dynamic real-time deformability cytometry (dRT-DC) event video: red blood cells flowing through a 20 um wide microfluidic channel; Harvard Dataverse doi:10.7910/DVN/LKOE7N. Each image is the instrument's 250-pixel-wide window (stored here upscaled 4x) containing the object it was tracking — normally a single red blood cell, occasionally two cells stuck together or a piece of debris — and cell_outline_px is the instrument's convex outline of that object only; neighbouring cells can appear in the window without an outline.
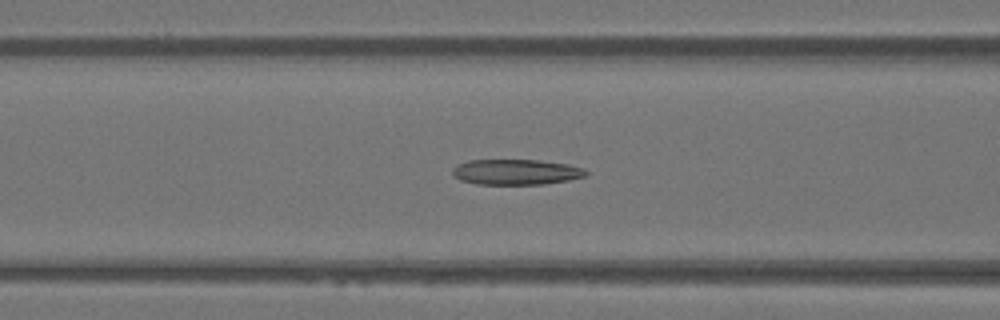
{"species": "Egyptian fruit bat (a non-hibernating species)", "species_latin": "Rousettus aegyptiacus", "temperature_condition": "warm", "stored_images_in_passage": 45, "camera_frame_rate_fps": 3000, "um_per_image_px": 0.085, "animal": {"sex": "female"}, "frame": {"image": 1, "passage_image": 16, "time_ms": 5.0, "image_size_px": [1000, 320], "cell_outline_px": [[588, 176], [568, 180], [544, 184], [476, 184], [460, 180], [452, 176], [452, 168], [456, 164], [468, 160], [540, 160], [568, 164], [584, 168], [588, 172]], "centroid_in_image_um": [43.85, 14.62], "position_along_channel_um": 122.7, "area_um2": 20.06}}
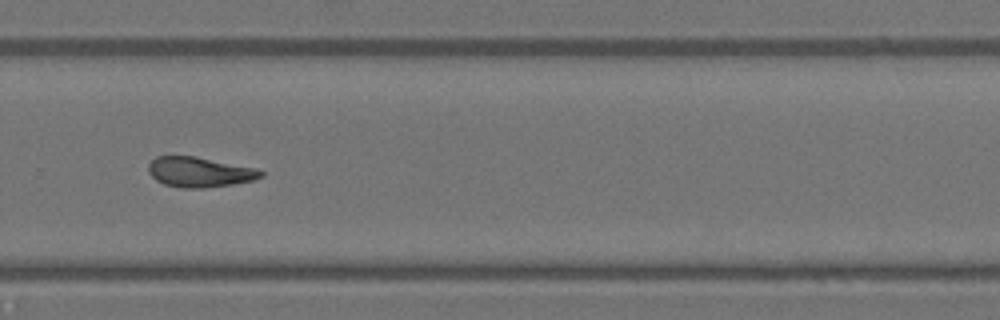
{"frame": {"image": 2, "passage_image": 30, "time_ms": 9.667, "image_size_px": [1000, 320], "cell_outline_px": [[264, 176], [252, 180], [232, 184], [204, 188], [180, 188], [164, 184], [156, 180], [148, 172], [148, 164], [156, 156], [196, 156], [256, 168], [264, 172]], "centroid_in_image_um": [16.95, 14.62], "position_along_channel_um": 312.9, "area_um2": 19.77}}
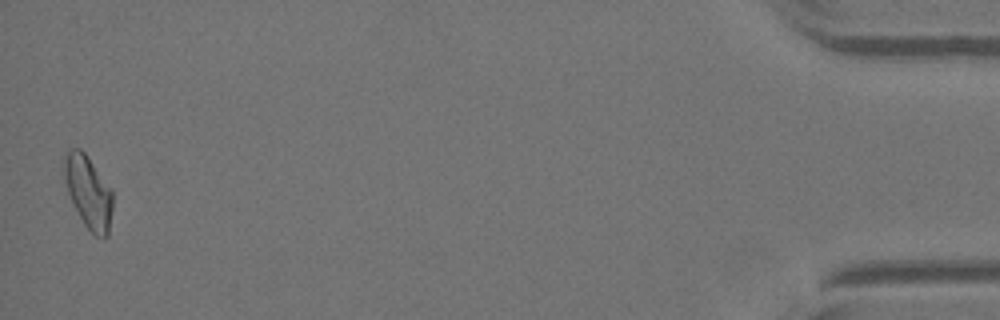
{"frame": {"image": 3, "passage_image": 45, "time_ms": 14.667, "image_size_px": [1000, 320], "cell_outline_px": [[112, 208], [108, 236], [104, 240], [96, 236], [84, 224], [68, 192], [64, 180], [64, 156], [72, 148], [80, 148], [84, 152], [112, 188]], "centroid_in_image_um": [7.53, 16.33], "position_along_channel_um": 427.7, "area_um2": 20.35}, "authors_computed_cell_mechanics": {"area_um2": 20.0566, "velocity_mm_per_s": 4.1027, "shape_relaxation_time_tau1_ms": null, "shape_relaxation_time_tau2_ms": 2.5817, "deformation_change_tau1": null, "deformation_change_tau2": 0.1117}}